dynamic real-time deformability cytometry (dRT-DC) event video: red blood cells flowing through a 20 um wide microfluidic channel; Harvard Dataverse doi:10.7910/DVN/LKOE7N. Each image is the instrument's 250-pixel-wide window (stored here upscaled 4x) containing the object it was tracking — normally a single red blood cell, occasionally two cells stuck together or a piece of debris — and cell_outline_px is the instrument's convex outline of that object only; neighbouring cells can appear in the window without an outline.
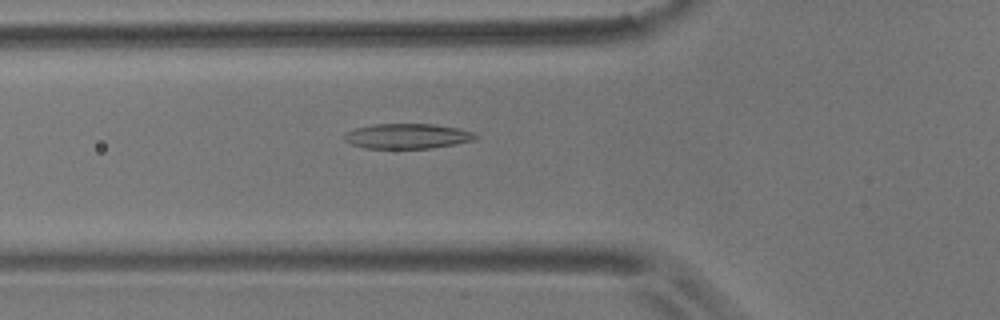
{"species": "common noctule bat (a hibernating species)", "species_latin": "Nyctalus noctula", "temperature_condition": "room temperature", "stored_images_in_passage": 44, "camera_frame_rate_fps": 3000, "um_per_image_px": 0.085, "animal": {"sex": "male", "body_mass_g": 17.9}, "frame": {"image": 1, "passage_image": 8, "time_ms": 2.333, "image_size_px": [1000, 320], "cell_outline_px": [[480, 136], [476, 140], [432, 148], [364, 148], [352, 144], [344, 140], [344, 132], [356, 128], [372, 124], [432, 124], [456, 128], [472, 132]], "centroid_in_image_um": [34.61, 11.57], "position_along_channel_um": 91.2, "area_um2": 19.13}}
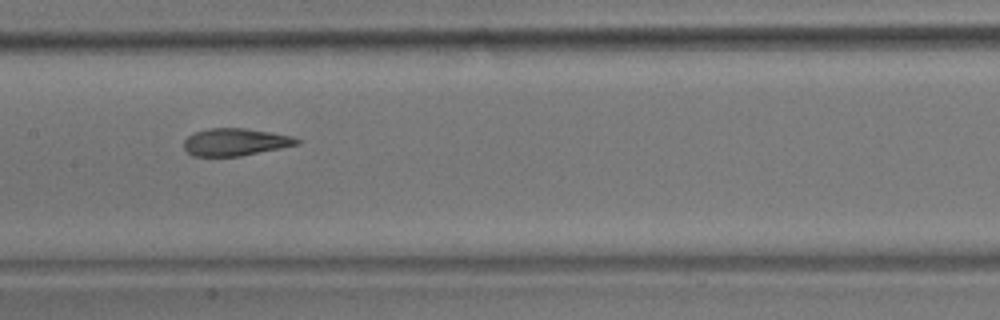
{"frame": {"image": 2, "passage_image": 16, "time_ms": 5.0, "image_size_px": [1000, 320], "cell_outline_px": [[300, 144], [240, 156], [192, 156], [184, 148], [184, 140], [188, 136], [196, 132], [208, 128], [244, 128], [292, 136], [300, 140]], "centroid_in_image_um": [19.98, 12.07], "position_along_channel_um": 187.4, "area_um2": 17.86}}
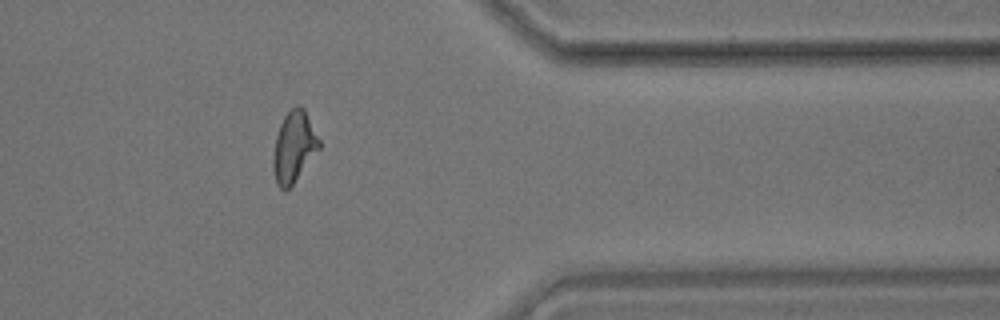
{"frame": {"image": 3, "passage_image": 34, "time_ms": 11.0, "image_size_px": [1000, 320], "cell_outline_px": [[320, 148], [292, 184], [284, 192], [276, 184], [272, 168], [272, 160], [276, 136], [280, 124], [284, 116], [296, 104], [300, 104], [304, 108], [320, 140]], "centroid_in_image_um": [24.97, 12.47], "position_along_channel_um": 386.4, "area_um2": 18.96}, "authors_computed_cell_mechanics": {"area_um2": 18.8717, "velocity_mm_per_s": 3.5773, "shape_relaxation_time_tau1_ms": 4.6858, "shape_relaxation_time_tau2_ms": 1.7333, "deformation_change_tau1": 0.1696, "deformation_change_tau2": 0.0926}}